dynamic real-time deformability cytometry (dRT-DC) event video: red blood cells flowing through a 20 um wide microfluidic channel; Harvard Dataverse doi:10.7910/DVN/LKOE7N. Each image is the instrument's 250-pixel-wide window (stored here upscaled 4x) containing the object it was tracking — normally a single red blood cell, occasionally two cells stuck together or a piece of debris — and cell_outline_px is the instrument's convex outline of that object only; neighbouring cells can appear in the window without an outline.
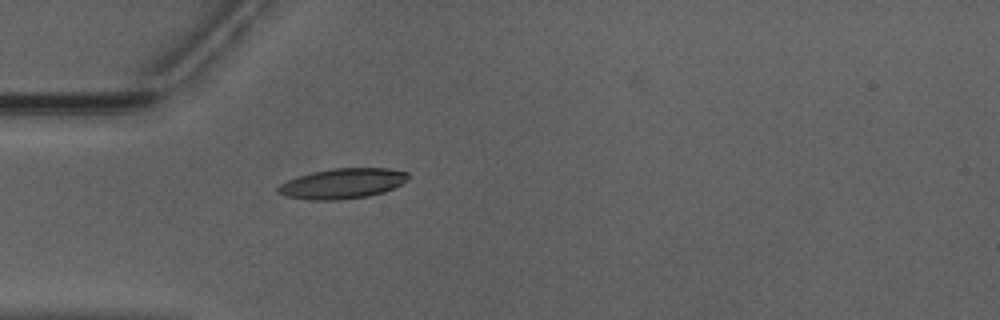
{"species": "Egyptian fruit bat (a non-hibernating species)", "species_latin": "Rousettus aegyptiacus", "temperature_condition": "warm", "stored_images_in_passage": 35, "camera_frame_rate_fps": 3000, "um_per_image_px": 0.085, "animal": {"sex": "male"}, "frame": {"image": 1, "passage_image": 1, "time_ms": 0.0, "image_size_px": [1000, 320], "cell_outline_px": [[412, 176], [408, 180], [384, 192], [368, 196], [340, 200], [312, 200], [288, 196], [280, 192], [276, 188], [280, 184], [288, 180], [312, 172], [332, 168], [388, 168], [408, 172]], "centroid_in_image_um": [29.17, 15.59], "position_along_channel_um": 55.8, "area_um2": 22.83}}
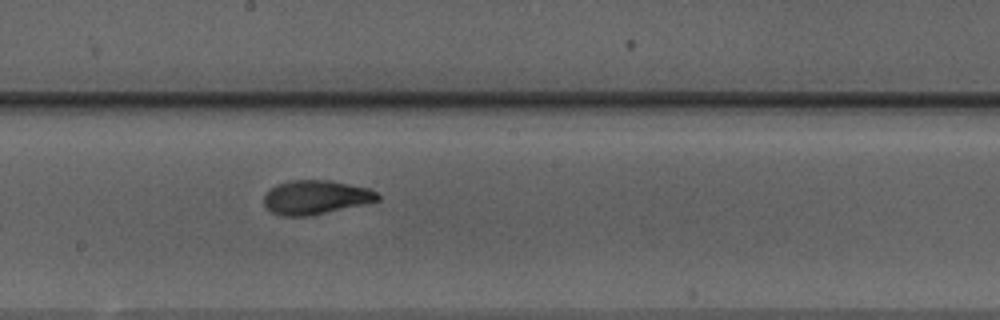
{"frame": {"image": 2, "passage_image": 14, "time_ms": 4.333, "image_size_px": [1000, 320], "cell_outline_px": [[380, 200], [364, 204], [312, 216], [280, 216], [272, 212], [264, 204], [264, 196], [276, 184], [288, 180], [328, 180], [368, 188], [376, 192], [380, 196]], "centroid_in_image_um": [26.83, 16.78], "position_along_channel_um": 221.4, "area_um2": 22.54}}
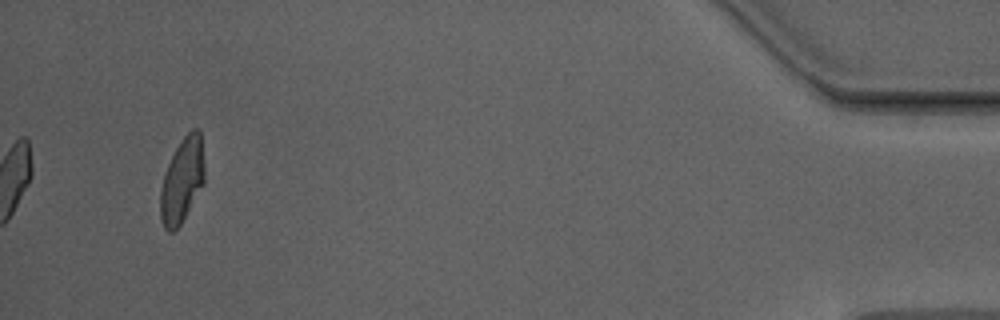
{"frame": {"image": 3, "passage_image": 35, "time_ms": 11.333, "image_size_px": [1000, 320], "cell_outline_px": [[204, 184], [180, 224], [172, 232], [168, 232], [164, 228], [160, 220], [160, 188], [164, 172], [180, 140], [192, 128], [200, 128], [204, 164]], "centroid_in_image_um": [15.47, 15.32], "position_along_channel_um": 419.7, "area_um2": 21.91}, "authors_computed_cell_mechanics": {"area_um2": 22.542, "velocity_mm_per_s": 3.9614, "shape_relaxation_time_tau1_ms": 3.5333, "shape_relaxation_time_tau2_ms": 1.3858, "deformation_change_tau1": 0.1651, "deformation_change_tau2": 0.0795}}